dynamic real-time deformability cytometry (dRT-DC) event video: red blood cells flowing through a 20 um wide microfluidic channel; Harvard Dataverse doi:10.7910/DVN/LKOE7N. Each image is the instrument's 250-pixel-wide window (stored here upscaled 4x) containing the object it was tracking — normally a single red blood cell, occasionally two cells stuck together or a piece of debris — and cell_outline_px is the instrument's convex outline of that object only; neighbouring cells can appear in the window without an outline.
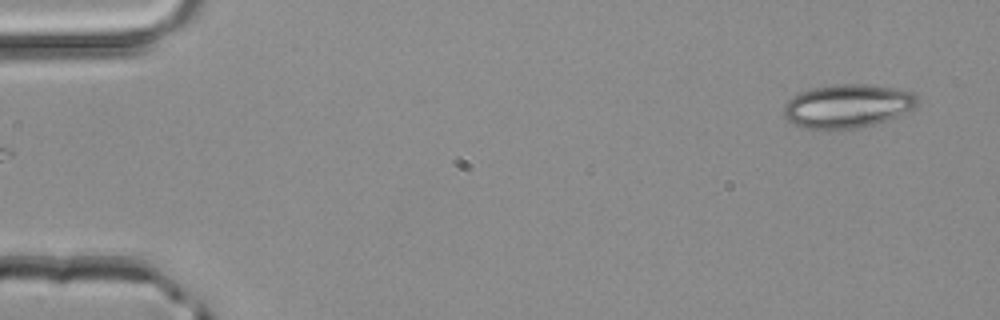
{"species": "common noctule bat (a hibernating species)", "species_latin": "Nyctalus noctula", "temperature_condition": "room temperature", "stored_images_in_passage": 2, "camera_frame_rate_fps": 3000, "um_per_image_px": 0.085, "animal": {"sex": "male", "body_mass_g": 20.4}, "frame": {"image": 1, "passage_image": 2, "time_ms": 0.333, "image_size_px": [1000, 320], "cell_outline_px": [[916, 108], [896, 116], [860, 128], [800, 128], [792, 124], [784, 116], [784, 108], [788, 100], [792, 96], [800, 92], [812, 88], [836, 84], [864, 84], [892, 88], [912, 92], [916, 96]], "centroid_in_image_um": [72.0, 9.01], "position_along_channel_um": 13.0, "area_um2": 33.52}}